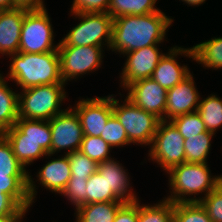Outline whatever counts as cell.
Instances as JSON below:
<instances>
[{
  "label": "cell",
  "mask_w": 222,
  "mask_h": 222,
  "mask_svg": "<svg viewBox=\"0 0 222 222\" xmlns=\"http://www.w3.org/2000/svg\"><path fill=\"white\" fill-rule=\"evenodd\" d=\"M214 135L212 132H203L196 136H188L187 139H184L185 162L207 163L211 139Z\"/></svg>",
  "instance_id": "25"
},
{
  "label": "cell",
  "mask_w": 222,
  "mask_h": 222,
  "mask_svg": "<svg viewBox=\"0 0 222 222\" xmlns=\"http://www.w3.org/2000/svg\"><path fill=\"white\" fill-rule=\"evenodd\" d=\"M69 159L71 177L88 179L97 171L98 164L79 150L65 153Z\"/></svg>",
  "instance_id": "33"
},
{
  "label": "cell",
  "mask_w": 222,
  "mask_h": 222,
  "mask_svg": "<svg viewBox=\"0 0 222 222\" xmlns=\"http://www.w3.org/2000/svg\"><path fill=\"white\" fill-rule=\"evenodd\" d=\"M28 10L16 8L0 11V53L11 55L19 52L21 26Z\"/></svg>",
  "instance_id": "17"
},
{
  "label": "cell",
  "mask_w": 222,
  "mask_h": 222,
  "mask_svg": "<svg viewBox=\"0 0 222 222\" xmlns=\"http://www.w3.org/2000/svg\"><path fill=\"white\" fill-rule=\"evenodd\" d=\"M51 129V155L63 149L67 153L80 149L83 140V129L79 116L69 108L49 120Z\"/></svg>",
  "instance_id": "11"
},
{
  "label": "cell",
  "mask_w": 222,
  "mask_h": 222,
  "mask_svg": "<svg viewBox=\"0 0 222 222\" xmlns=\"http://www.w3.org/2000/svg\"><path fill=\"white\" fill-rule=\"evenodd\" d=\"M183 2L187 3L190 6H197L201 5L205 2V0H182Z\"/></svg>",
  "instance_id": "43"
},
{
  "label": "cell",
  "mask_w": 222,
  "mask_h": 222,
  "mask_svg": "<svg viewBox=\"0 0 222 222\" xmlns=\"http://www.w3.org/2000/svg\"><path fill=\"white\" fill-rule=\"evenodd\" d=\"M110 149L111 147L109 144L105 142L100 136L94 137L84 135L79 151L99 164L102 161L112 159L108 155Z\"/></svg>",
  "instance_id": "32"
},
{
  "label": "cell",
  "mask_w": 222,
  "mask_h": 222,
  "mask_svg": "<svg viewBox=\"0 0 222 222\" xmlns=\"http://www.w3.org/2000/svg\"><path fill=\"white\" fill-rule=\"evenodd\" d=\"M150 147V158L166 172L185 162L184 138L170 120H160Z\"/></svg>",
  "instance_id": "9"
},
{
  "label": "cell",
  "mask_w": 222,
  "mask_h": 222,
  "mask_svg": "<svg viewBox=\"0 0 222 222\" xmlns=\"http://www.w3.org/2000/svg\"><path fill=\"white\" fill-rule=\"evenodd\" d=\"M29 208H21L8 194L0 190V217L25 216Z\"/></svg>",
  "instance_id": "38"
},
{
  "label": "cell",
  "mask_w": 222,
  "mask_h": 222,
  "mask_svg": "<svg viewBox=\"0 0 222 222\" xmlns=\"http://www.w3.org/2000/svg\"><path fill=\"white\" fill-rule=\"evenodd\" d=\"M87 180L83 178H70L65 189L60 194L66 196L76 208L87 204Z\"/></svg>",
  "instance_id": "36"
},
{
  "label": "cell",
  "mask_w": 222,
  "mask_h": 222,
  "mask_svg": "<svg viewBox=\"0 0 222 222\" xmlns=\"http://www.w3.org/2000/svg\"><path fill=\"white\" fill-rule=\"evenodd\" d=\"M18 120V93L8 87L7 82L0 73V136Z\"/></svg>",
  "instance_id": "21"
},
{
  "label": "cell",
  "mask_w": 222,
  "mask_h": 222,
  "mask_svg": "<svg viewBox=\"0 0 222 222\" xmlns=\"http://www.w3.org/2000/svg\"><path fill=\"white\" fill-rule=\"evenodd\" d=\"M124 102L120 105L119 100L113 97V114L124 127L130 143L151 145L160 119L136 106L127 97Z\"/></svg>",
  "instance_id": "7"
},
{
  "label": "cell",
  "mask_w": 222,
  "mask_h": 222,
  "mask_svg": "<svg viewBox=\"0 0 222 222\" xmlns=\"http://www.w3.org/2000/svg\"><path fill=\"white\" fill-rule=\"evenodd\" d=\"M5 137L24 168L42 156H51L49 121L18 118Z\"/></svg>",
  "instance_id": "3"
},
{
  "label": "cell",
  "mask_w": 222,
  "mask_h": 222,
  "mask_svg": "<svg viewBox=\"0 0 222 222\" xmlns=\"http://www.w3.org/2000/svg\"><path fill=\"white\" fill-rule=\"evenodd\" d=\"M124 202H95L76 208V222H113Z\"/></svg>",
  "instance_id": "22"
},
{
  "label": "cell",
  "mask_w": 222,
  "mask_h": 222,
  "mask_svg": "<svg viewBox=\"0 0 222 222\" xmlns=\"http://www.w3.org/2000/svg\"><path fill=\"white\" fill-rule=\"evenodd\" d=\"M9 78L14 80L22 90L55 83H64L60 74V58L58 51L45 53L11 54Z\"/></svg>",
  "instance_id": "2"
},
{
  "label": "cell",
  "mask_w": 222,
  "mask_h": 222,
  "mask_svg": "<svg viewBox=\"0 0 222 222\" xmlns=\"http://www.w3.org/2000/svg\"><path fill=\"white\" fill-rule=\"evenodd\" d=\"M197 112L205 124L206 130L215 134L222 126V99L216 95L200 100Z\"/></svg>",
  "instance_id": "26"
},
{
  "label": "cell",
  "mask_w": 222,
  "mask_h": 222,
  "mask_svg": "<svg viewBox=\"0 0 222 222\" xmlns=\"http://www.w3.org/2000/svg\"><path fill=\"white\" fill-rule=\"evenodd\" d=\"M87 204L95 202H122L109 188L105 177L98 171L87 180Z\"/></svg>",
  "instance_id": "27"
},
{
  "label": "cell",
  "mask_w": 222,
  "mask_h": 222,
  "mask_svg": "<svg viewBox=\"0 0 222 222\" xmlns=\"http://www.w3.org/2000/svg\"><path fill=\"white\" fill-rule=\"evenodd\" d=\"M40 184L52 192L61 193L71 177L69 159L65 154L61 158L49 161L38 172Z\"/></svg>",
  "instance_id": "19"
},
{
  "label": "cell",
  "mask_w": 222,
  "mask_h": 222,
  "mask_svg": "<svg viewBox=\"0 0 222 222\" xmlns=\"http://www.w3.org/2000/svg\"><path fill=\"white\" fill-rule=\"evenodd\" d=\"M126 96L136 106L164 120L166 110L167 90L152 78L133 82L127 88Z\"/></svg>",
  "instance_id": "13"
},
{
  "label": "cell",
  "mask_w": 222,
  "mask_h": 222,
  "mask_svg": "<svg viewBox=\"0 0 222 222\" xmlns=\"http://www.w3.org/2000/svg\"><path fill=\"white\" fill-rule=\"evenodd\" d=\"M16 9L14 0H0V11Z\"/></svg>",
  "instance_id": "41"
},
{
  "label": "cell",
  "mask_w": 222,
  "mask_h": 222,
  "mask_svg": "<svg viewBox=\"0 0 222 222\" xmlns=\"http://www.w3.org/2000/svg\"><path fill=\"white\" fill-rule=\"evenodd\" d=\"M194 83L193 76L190 73L180 83L167 90L164 120H171L176 116L198 110L200 95Z\"/></svg>",
  "instance_id": "15"
},
{
  "label": "cell",
  "mask_w": 222,
  "mask_h": 222,
  "mask_svg": "<svg viewBox=\"0 0 222 222\" xmlns=\"http://www.w3.org/2000/svg\"><path fill=\"white\" fill-rule=\"evenodd\" d=\"M123 55L127 56V60L120 77L121 85L126 89L137 80L151 78L164 53L159 52L158 45H151Z\"/></svg>",
  "instance_id": "14"
},
{
  "label": "cell",
  "mask_w": 222,
  "mask_h": 222,
  "mask_svg": "<svg viewBox=\"0 0 222 222\" xmlns=\"http://www.w3.org/2000/svg\"><path fill=\"white\" fill-rule=\"evenodd\" d=\"M157 0H110L108 14L113 18L127 15L143 16L160 11Z\"/></svg>",
  "instance_id": "23"
},
{
  "label": "cell",
  "mask_w": 222,
  "mask_h": 222,
  "mask_svg": "<svg viewBox=\"0 0 222 222\" xmlns=\"http://www.w3.org/2000/svg\"><path fill=\"white\" fill-rule=\"evenodd\" d=\"M52 28L46 7L28 10L21 26L19 52L36 54L58 51L59 44H53Z\"/></svg>",
  "instance_id": "8"
},
{
  "label": "cell",
  "mask_w": 222,
  "mask_h": 222,
  "mask_svg": "<svg viewBox=\"0 0 222 222\" xmlns=\"http://www.w3.org/2000/svg\"><path fill=\"white\" fill-rule=\"evenodd\" d=\"M0 190L21 208H30L35 200L36 188L31 176L0 175Z\"/></svg>",
  "instance_id": "20"
},
{
  "label": "cell",
  "mask_w": 222,
  "mask_h": 222,
  "mask_svg": "<svg viewBox=\"0 0 222 222\" xmlns=\"http://www.w3.org/2000/svg\"><path fill=\"white\" fill-rule=\"evenodd\" d=\"M169 50L168 54H164L160 59L151 76L153 80L166 90L171 89L190 74L189 68L186 65H179L175 56L183 54L194 60L192 47L185 49L175 46Z\"/></svg>",
  "instance_id": "16"
},
{
  "label": "cell",
  "mask_w": 222,
  "mask_h": 222,
  "mask_svg": "<svg viewBox=\"0 0 222 222\" xmlns=\"http://www.w3.org/2000/svg\"><path fill=\"white\" fill-rule=\"evenodd\" d=\"M110 0H74L71 13H108Z\"/></svg>",
  "instance_id": "37"
},
{
  "label": "cell",
  "mask_w": 222,
  "mask_h": 222,
  "mask_svg": "<svg viewBox=\"0 0 222 222\" xmlns=\"http://www.w3.org/2000/svg\"><path fill=\"white\" fill-rule=\"evenodd\" d=\"M173 222H212L200 202L174 203Z\"/></svg>",
  "instance_id": "30"
},
{
  "label": "cell",
  "mask_w": 222,
  "mask_h": 222,
  "mask_svg": "<svg viewBox=\"0 0 222 222\" xmlns=\"http://www.w3.org/2000/svg\"><path fill=\"white\" fill-rule=\"evenodd\" d=\"M81 22L73 27L58 46H97L112 42L113 18L108 13H75ZM104 41V42H103ZM103 43V44H102Z\"/></svg>",
  "instance_id": "6"
},
{
  "label": "cell",
  "mask_w": 222,
  "mask_h": 222,
  "mask_svg": "<svg viewBox=\"0 0 222 222\" xmlns=\"http://www.w3.org/2000/svg\"><path fill=\"white\" fill-rule=\"evenodd\" d=\"M194 61L203 64L204 67L222 69V37L199 43L192 47Z\"/></svg>",
  "instance_id": "24"
},
{
  "label": "cell",
  "mask_w": 222,
  "mask_h": 222,
  "mask_svg": "<svg viewBox=\"0 0 222 222\" xmlns=\"http://www.w3.org/2000/svg\"><path fill=\"white\" fill-rule=\"evenodd\" d=\"M102 47L59 46L60 74L64 83L95 71L102 63Z\"/></svg>",
  "instance_id": "10"
},
{
  "label": "cell",
  "mask_w": 222,
  "mask_h": 222,
  "mask_svg": "<svg viewBox=\"0 0 222 222\" xmlns=\"http://www.w3.org/2000/svg\"><path fill=\"white\" fill-rule=\"evenodd\" d=\"M170 121L174 124L184 139H187L188 136H196L203 132H208L200 114L197 111L176 116Z\"/></svg>",
  "instance_id": "31"
},
{
  "label": "cell",
  "mask_w": 222,
  "mask_h": 222,
  "mask_svg": "<svg viewBox=\"0 0 222 222\" xmlns=\"http://www.w3.org/2000/svg\"><path fill=\"white\" fill-rule=\"evenodd\" d=\"M206 209L212 222H222V182L206 197L197 199Z\"/></svg>",
  "instance_id": "35"
},
{
  "label": "cell",
  "mask_w": 222,
  "mask_h": 222,
  "mask_svg": "<svg viewBox=\"0 0 222 222\" xmlns=\"http://www.w3.org/2000/svg\"><path fill=\"white\" fill-rule=\"evenodd\" d=\"M207 163H187L172 167L167 173L170 175L171 195L166 200L173 203L197 202V197L186 198L188 195L205 192L206 197L221 182L222 175L211 176ZM173 194V195H172Z\"/></svg>",
  "instance_id": "4"
},
{
  "label": "cell",
  "mask_w": 222,
  "mask_h": 222,
  "mask_svg": "<svg viewBox=\"0 0 222 222\" xmlns=\"http://www.w3.org/2000/svg\"><path fill=\"white\" fill-rule=\"evenodd\" d=\"M0 175L29 176L30 174L17 160L11 144L5 136H0Z\"/></svg>",
  "instance_id": "29"
},
{
  "label": "cell",
  "mask_w": 222,
  "mask_h": 222,
  "mask_svg": "<svg viewBox=\"0 0 222 222\" xmlns=\"http://www.w3.org/2000/svg\"><path fill=\"white\" fill-rule=\"evenodd\" d=\"M24 216H4L0 217V222H21Z\"/></svg>",
  "instance_id": "42"
},
{
  "label": "cell",
  "mask_w": 222,
  "mask_h": 222,
  "mask_svg": "<svg viewBox=\"0 0 222 222\" xmlns=\"http://www.w3.org/2000/svg\"><path fill=\"white\" fill-rule=\"evenodd\" d=\"M66 83L39 85L18 94V118L49 121L63 112L61 102L66 98Z\"/></svg>",
  "instance_id": "5"
},
{
  "label": "cell",
  "mask_w": 222,
  "mask_h": 222,
  "mask_svg": "<svg viewBox=\"0 0 222 222\" xmlns=\"http://www.w3.org/2000/svg\"><path fill=\"white\" fill-rule=\"evenodd\" d=\"M97 171L102 177H105L109 188L113 193L124 203H131L137 201V196L132 193L130 188V180L124 167L114 159L102 161L98 164Z\"/></svg>",
  "instance_id": "18"
},
{
  "label": "cell",
  "mask_w": 222,
  "mask_h": 222,
  "mask_svg": "<svg viewBox=\"0 0 222 222\" xmlns=\"http://www.w3.org/2000/svg\"><path fill=\"white\" fill-rule=\"evenodd\" d=\"M173 212L174 203L166 199L153 206L138 201V222H173Z\"/></svg>",
  "instance_id": "28"
},
{
  "label": "cell",
  "mask_w": 222,
  "mask_h": 222,
  "mask_svg": "<svg viewBox=\"0 0 222 222\" xmlns=\"http://www.w3.org/2000/svg\"><path fill=\"white\" fill-rule=\"evenodd\" d=\"M173 22L161 10L143 16L127 15L113 19L110 49L120 54L163 42Z\"/></svg>",
  "instance_id": "1"
},
{
  "label": "cell",
  "mask_w": 222,
  "mask_h": 222,
  "mask_svg": "<svg viewBox=\"0 0 222 222\" xmlns=\"http://www.w3.org/2000/svg\"><path fill=\"white\" fill-rule=\"evenodd\" d=\"M113 222H138V200L124 203L117 211Z\"/></svg>",
  "instance_id": "39"
},
{
  "label": "cell",
  "mask_w": 222,
  "mask_h": 222,
  "mask_svg": "<svg viewBox=\"0 0 222 222\" xmlns=\"http://www.w3.org/2000/svg\"><path fill=\"white\" fill-rule=\"evenodd\" d=\"M100 137L107 142L111 148L130 144L124 127L114 114L108 119Z\"/></svg>",
  "instance_id": "34"
},
{
  "label": "cell",
  "mask_w": 222,
  "mask_h": 222,
  "mask_svg": "<svg viewBox=\"0 0 222 222\" xmlns=\"http://www.w3.org/2000/svg\"><path fill=\"white\" fill-rule=\"evenodd\" d=\"M16 8H24L27 10H37L45 8L43 0H14Z\"/></svg>",
  "instance_id": "40"
},
{
  "label": "cell",
  "mask_w": 222,
  "mask_h": 222,
  "mask_svg": "<svg viewBox=\"0 0 222 222\" xmlns=\"http://www.w3.org/2000/svg\"><path fill=\"white\" fill-rule=\"evenodd\" d=\"M73 109L79 116L83 134L99 137L113 115V96L82 99Z\"/></svg>",
  "instance_id": "12"
}]
</instances>
